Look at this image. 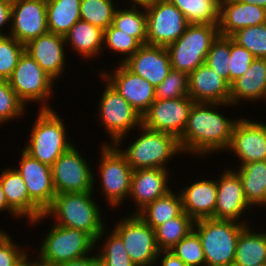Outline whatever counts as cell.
Segmentation results:
<instances>
[{"mask_svg":"<svg viewBox=\"0 0 266 266\" xmlns=\"http://www.w3.org/2000/svg\"><path fill=\"white\" fill-rule=\"evenodd\" d=\"M224 107V108H223ZM234 108L230 103L194 102L179 144L185 156L204 161L213 155L223 154L229 147L233 127L238 118L226 116L227 108ZM223 109H225L224 112ZM205 157V158H204Z\"/></svg>","mask_w":266,"mask_h":266,"instance_id":"cell-1","label":"cell"},{"mask_svg":"<svg viewBox=\"0 0 266 266\" xmlns=\"http://www.w3.org/2000/svg\"><path fill=\"white\" fill-rule=\"evenodd\" d=\"M99 202L93 191L59 193L44 214L28 225L35 228L44 223L43 220L52 219L56 225L84 231L96 240L108 227V216L101 210Z\"/></svg>","mask_w":266,"mask_h":266,"instance_id":"cell-2","label":"cell"},{"mask_svg":"<svg viewBox=\"0 0 266 266\" xmlns=\"http://www.w3.org/2000/svg\"><path fill=\"white\" fill-rule=\"evenodd\" d=\"M135 130L136 133L138 132L137 134L133 132L121 137L114 144L126 157L127 163L133 170L146 168L170 169L168 163L171 160H173L171 162H174V159L178 156H185L179 144V139L174 135L148 129L142 124ZM127 138L129 142L126 141ZM123 141H126L127 146Z\"/></svg>","mask_w":266,"mask_h":266,"instance_id":"cell-3","label":"cell"},{"mask_svg":"<svg viewBox=\"0 0 266 266\" xmlns=\"http://www.w3.org/2000/svg\"><path fill=\"white\" fill-rule=\"evenodd\" d=\"M56 109H38L23 150L41 163L52 166L75 143L68 126Z\"/></svg>","mask_w":266,"mask_h":266,"instance_id":"cell-4","label":"cell"},{"mask_svg":"<svg viewBox=\"0 0 266 266\" xmlns=\"http://www.w3.org/2000/svg\"><path fill=\"white\" fill-rule=\"evenodd\" d=\"M97 149L100 150L98 153L100 158L95 167L97 170L93 174V192L97 196L96 190L100 187L101 195L98 196L104 198L101 201H105L103 203H106L110 209L122 210L130 195L133 169L114 144H100Z\"/></svg>","mask_w":266,"mask_h":266,"instance_id":"cell-5","label":"cell"},{"mask_svg":"<svg viewBox=\"0 0 266 266\" xmlns=\"http://www.w3.org/2000/svg\"><path fill=\"white\" fill-rule=\"evenodd\" d=\"M97 75L101 78L104 90L98 97L95 116L99 122L97 126L103 128L105 138H109L99 144H115L121 137L135 132L142 124V116L105 79Z\"/></svg>","mask_w":266,"mask_h":266,"instance_id":"cell-6","label":"cell"},{"mask_svg":"<svg viewBox=\"0 0 266 266\" xmlns=\"http://www.w3.org/2000/svg\"><path fill=\"white\" fill-rule=\"evenodd\" d=\"M246 226L213 218L195 221L193 230L201 240L205 266H233L238 236Z\"/></svg>","mask_w":266,"mask_h":266,"instance_id":"cell-7","label":"cell"},{"mask_svg":"<svg viewBox=\"0 0 266 266\" xmlns=\"http://www.w3.org/2000/svg\"><path fill=\"white\" fill-rule=\"evenodd\" d=\"M8 81L27 107L38 103L39 110L55 109L50 104L57 92V82L26 51L21 55Z\"/></svg>","mask_w":266,"mask_h":266,"instance_id":"cell-8","label":"cell"},{"mask_svg":"<svg viewBox=\"0 0 266 266\" xmlns=\"http://www.w3.org/2000/svg\"><path fill=\"white\" fill-rule=\"evenodd\" d=\"M50 225L39 247L32 249L33 253L54 265H61L95 252V240L88 233L54 223Z\"/></svg>","mask_w":266,"mask_h":266,"instance_id":"cell-9","label":"cell"},{"mask_svg":"<svg viewBox=\"0 0 266 266\" xmlns=\"http://www.w3.org/2000/svg\"><path fill=\"white\" fill-rule=\"evenodd\" d=\"M218 35V25L189 24L185 32L166 47L172 69L190 74L204 64L211 44Z\"/></svg>","mask_w":266,"mask_h":266,"instance_id":"cell-10","label":"cell"},{"mask_svg":"<svg viewBox=\"0 0 266 266\" xmlns=\"http://www.w3.org/2000/svg\"><path fill=\"white\" fill-rule=\"evenodd\" d=\"M123 214L120 218L115 219L116 222L113 221L112 226L108 222L109 227L122 239L128 256L135 266H155L160 252L155 230L137 214H128L127 212H123Z\"/></svg>","mask_w":266,"mask_h":266,"instance_id":"cell-11","label":"cell"},{"mask_svg":"<svg viewBox=\"0 0 266 266\" xmlns=\"http://www.w3.org/2000/svg\"><path fill=\"white\" fill-rule=\"evenodd\" d=\"M81 150L74 144L51 166L56 194L93 191V170L96 169Z\"/></svg>","mask_w":266,"mask_h":266,"instance_id":"cell-12","label":"cell"},{"mask_svg":"<svg viewBox=\"0 0 266 266\" xmlns=\"http://www.w3.org/2000/svg\"><path fill=\"white\" fill-rule=\"evenodd\" d=\"M147 42L167 47L186 30L189 22L170 0H154L146 8Z\"/></svg>","mask_w":266,"mask_h":266,"instance_id":"cell-13","label":"cell"},{"mask_svg":"<svg viewBox=\"0 0 266 266\" xmlns=\"http://www.w3.org/2000/svg\"><path fill=\"white\" fill-rule=\"evenodd\" d=\"M226 152L228 156L230 153L234 154L231 156L235 157V162L240 163L235 167L247 162L266 160V121H257L245 115L240 116L233 127Z\"/></svg>","mask_w":266,"mask_h":266,"instance_id":"cell-14","label":"cell"},{"mask_svg":"<svg viewBox=\"0 0 266 266\" xmlns=\"http://www.w3.org/2000/svg\"><path fill=\"white\" fill-rule=\"evenodd\" d=\"M217 175V201L212 218L233 220L245 225L252 224L253 222L247 217L253 208L245 198L243 185L238 174L232 168L225 166Z\"/></svg>","mask_w":266,"mask_h":266,"instance_id":"cell-15","label":"cell"},{"mask_svg":"<svg viewBox=\"0 0 266 266\" xmlns=\"http://www.w3.org/2000/svg\"><path fill=\"white\" fill-rule=\"evenodd\" d=\"M114 69L96 71L142 116L156 99L155 87L146 79L134 74L123 63Z\"/></svg>","mask_w":266,"mask_h":266,"instance_id":"cell-16","label":"cell"},{"mask_svg":"<svg viewBox=\"0 0 266 266\" xmlns=\"http://www.w3.org/2000/svg\"><path fill=\"white\" fill-rule=\"evenodd\" d=\"M194 100L187 96L176 99H155L142 115V125L148 129L182 136Z\"/></svg>","mask_w":266,"mask_h":266,"instance_id":"cell-17","label":"cell"},{"mask_svg":"<svg viewBox=\"0 0 266 266\" xmlns=\"http://www.w3.org/2000/svg\"><path fill=\"white\" fill-rule=\"evenodd\" d=\"M19 164L13 167L23 178L29 199L44 213L52 204L56 191L53 185L52 167L32 158L22 148Z\"/></svg>","mask_w":266,"mask_h":266,"instance_id":"cell-18","label":"cell"},{"mask_svg":"<svg viewBox=\"0 0 266 266\" xmlns=\"http://www.w3.org/2000/svg\"><path fill=\"white\" fill-rule=\"evenodd\" d=\"M169 171L170 169L163 168L133 170L131 190L127 201H132L130 204L133 205L134 209H130L128 214H137L147 204L154 202L173 189L171 186V175L173 174Z\"/></svg>","mask_w":266,"mask_h":266,"instance_id":"cell-19","label":"cell"},{"mask_svg":"<svg viewBox=\"0 0 266 266\" xmlns=\"http://www.w3.org/2000/svg\"><path fill=\"white\" fill-rule=\"evenodd\" d=\"M48 32L46 0H20L12 5L10 36L26 45Z\"/></svg>","mask_w":266,"mask_h":266,"instance_id":"cell-20","label":"cell"},{"mask_svg":"<svg viewBox=\"0 0 266 266\" xmlns=\"http://www.w3.org/2000/svg\"><path fill=\"white\" fill-rule=\"evenodd\" d=\"M25 51L57 83L65 77L63 74L67 73L66 67L69 62L66 61L68 52L64 36L51 32L40 35L25 45Z\"/></svg>","mask_w":266,"mask_h":266,"instance_id":"cell-21","label":"cell"},{"mask_svg":"<svg viewBox=\"0 0 266 266\" xmlns=\"http://www.w3.org/2000/svg\"><path fill=\"white\" fill-rule=\"evenodd\" d=\"M203 177V178H202ZM196 177L192 182L188 181L183 188H176L182 199V209L194 221L212 218L217 201V177ZM189 183V184H188Z\"/></svg>","mask_w":266,"mask_h":266,"instance_id":"cell-22","label":"cell"},{"mask_svg":"<svg viewBox=\"0 0 266 266\" xmlns=\"http://www.w3.org/2000/svg\"><path fill=\"white\" fill-rule=\"evenodd\" d=\"M123 64L154 87L160 85L172 70L167 48L149 44H142Z\"/></svg>","mask_w":266,"mask_h":266,"instance_id":"cell-23","label":"cell"},{"mask_svg":"<svg viewBox=\"0 0 266 266\" xmlns=\"http://www.w3.org/2000/svg\"><path fill=\"white\" fill-rule=\"evenodd\" d=\"M263 101L266 104V59L256 58L248 70L230 84V104L243 108L244 103L257 105Z\"/></svg>","mask_w":266,"mask_h":266,"instance_id":"cell-24","label":"cell"},{"mask_svg":"<svg viewBox=\"0 0 266 266\" xmlns=\"http://www.w3.org/2000/svg\"><path fill=\"white\" fill-rule=\"evenodd\" d=\"M188 96L195 102L230 103V83L204 63L189 74Z\"/></svg>","mask_w":266,"mask_h":266,"instance_id":"cell-25","label":"cell"},{"mask_svg":"<svg viewBox=\"0 0 266 266\" xmlns=\"http://www.w3.org/2000/svg\"><path fill=\"white\" fill-rule=\"evenodd\" d=\"M266 23V9L235 0H220L219 35L231 36L237 30Z\"/></svg>","mask_w":266,"mask_h":266,"instance_id":"cell-26","label":"cell"},{"mask_svg":"<svg viewBox=\"0 0 266 266\" xmlns=\"http://www.w3.org/2000/svg\"><path fill=\"white\" fill-rule=\"evenodd\" d=\"M0 183L6 196L8 206L27 225L44 213L29 199L28 190L19 172L12 166L0 171Z\"/></svg>","mask_w":266,"mask_h":266,"instance_id":"cell-27","label":"cell"},{"mask_svg":"<svg viewBox=\"0 0 266 266\" xmlns=\"http://www.w3.org/2000/svg\"><path fill=\"white\" fill-rule=\"evenodd\" d=\"M104 30L88 22L79 20L65 34L67 52L79 56L82 61H93L102 56ZM70 49V50H69ZM101 54V55H100ZM91 59V60H90Z\"/></svg>","mask_w":266,"mask_h":266,"instance_id":"cell-28","label":"cell"},{"mask_svg":"<svg viewBox=\"0 0 266 266\" xmlns=\"http://www.w3.org/2000/svg\"><path fill=\"white\" fill-rule=\"evenodd\" d=\"M240 177L245 198L255 210L266 209V160L244 163L231 167Z\"/></svg>","mask_w":266,"mask_h":266,"instance_id":"cell-29","label":"cell"},{"mask_svg":"<svg viewBox=\"0 0 266 266\" xmlns=\"http://www.w3.org/2000/svg\"><path fill=\"white\" fill-rule=\"evenodd\" d=\"M247 225L239 234L233 266H256L266 262V229ZM256 228V229H255Z\"/></svg>","mask_w":266,"mask_h":266,"instance_id":"cell-30","label":"cell"},{"mask_svg":"<svg viewBox=\"0 0 266 266\" xmlns=\"http://www.w3.org/2000/svg\"><path fill=\"white\" fill-rule=\"evenodd\" d=\"M183 212L182 199L178 189H172L166 195L147 204L137 215L152 229L179 216Z\"/></svg>","mask_w":266,"mask_h":266,"instance_id":"cell-31","label":"cell"},{"mask_svg":"<svg viewBox=\"0 0 266 266\" xmlns=\"http://www.w3.org/2000/svg\"><path fill=\"white\" fill-rule=\"evenodd\" d=\"M80 3L81 0H46L49 32L65 36L81 20Z\"/></svg>","mask_w":266,"mask_h":266,"instance_id":"cell-32","label":"cell"},{"mask_svg":"<svg viewBox=\"0 0 266 266\" xmlns=\"http://www.w3.org/2000/svg\"><path fill=\"white\" fill-rule=\"evenodd\" d=\"M95 252L101 266H135L122 239L111 228L106 227L95 240Z\"/></svg>","mask_w":266,"mask_h":266,"instance_id":"cell-33","label":"cell"},{"mask_svg":"<svg viewBox=\"0 0 266 266\" xmlns=\"http://www.w3.org/2000/svg\"><path fill=\"white\" fill-rule=\"evenodd\" d=\"M112 25L133 36L141 45L146 44L147 17L145 8L119 5L114 13Z\"/></svg>","mask_w":266,"mask_h":266,"instance_id":"cell-34","label":"cell"},{"mask_svg":"<svg viewBox=\"0 0 266 266\" xmlns=\"http://www.w3.org/2000/svg\"><path fill=\"white\" fill-rule=\"evenodd\" d=\"M195 221L184 211L177 217L157 226L156 242L160 251H170L185 236L193 231Z\"/></svg>","mask_w":266,"mask_h":266,"instance_id":"cell-35","label":"cell"},{"mask_svg":"<svg viewBox=\"0 0 266 266\" xmlns=\"http://www.w3.org/2000/svg\"><path fill=\"white\" fill-rule=\"evenodd\" d=\"M189 24H219L220 0H170Z\"/></svg>","mask_w":266,"mask_h":266,"instance_id":"cell-36","label":"cell"},{"mask_svg":"<svg viewBox=\"0 0 266 266\" xmlns=\"http://www.w3.org/2000/svg\"><path fill=\"white\" fill-rule=\"evenodd\" d=\"M119 0H81L80 18L102 30L113 22L114 13L119 6ZM118 2V3H116Z\"/></svg>","mask_w":266,"mask_h":266,"instance_id":"cell-37","label":"cell"},{"mask_svg":"<svg viewBox=\"0 0 266 266\" xmlns=\"http://www.w3.org/2000/svg\"><path fill=\"white\" fill-rule=\"evenodd\" d=\"M140 46L141 44L133 36L115 28L112 24L104 30L102 55H105L104 52L108 49V53L120 57L115 61L117 63H124Z\"/></svg>","mask_w":266,"mask_h":266,"instance_id":"cell-38","label":"cell"},{"mask_svg":"<svg viewBox=\"0 0 266 266\" xmlns=\"http://www.w3.org/2000/svg\"><path fill=\"white\" fill-rule=\"evenodd\" d=\"M27 109L29 108L10 87L9 81L0 79V126L12 124L14 120L19 122L20 118L27 116Z\"/></svg>","mask_w":266,"mask_h":266,"instance_id":"cell-39","label":"cell"},{"mask_svg":"<svg viewBox=\"0 0 266 266\" xmlns=\"http://www.w3.org/2000/svg\"><path fill=\"white\" fill-rule=\"evenodd\" d=\"M230 37L255 58L266 59V23L239 29Z\"/></svg>","mask_w":266,"mask_h":266,"instance_id":"cell-40","label":"cell"},{"mask_svg":"<svg viewBox=\"0 0 266 266\" xmlns=\"http://www.w3.org/2000/svg\"><path fill=\"white\" fill-rule=\"evenodd\" d=\"M230 37L218 35L212 42L205 63L230 83Z\"/></svg>","mask_w":266,"mask_h":266,"instance_id":"cell-41","label":"cell"},{"mask_svg":"<svg viewBox=\"0 0 266 266\" xmlns=\"http://www.w3.org/2000/svg\"><path fill=\"white\" fill-rule=\"evenodd\" d=\"M170 252L188 266H205L201 240L194 230L176 244Z\"/></svg>","mask_w":266,"mask_h":266,"instance_id":"cell-42","label":"cell"},{"mask_svg":"<svg viewBox=\"0 0 266 266\" xmlns=\"http://www.w3.org/2000/svg\"><path fill=\"white\" fill-rule=\"evenodd\" d=\"M24 51L25 45L14 37H0V79H9Z\"/></svg>","mask_w":266,"mask_h":266,"instance_id":"cell-43","label":"cell"},{"mask_svg":"<svg viewBox=\"0 0 266 266\" xmlns=\"http://www.w3.org/2000/svg\"><path fill=\"white\" fill-rule=\"evenodd\" d=\"M189 74L171 70L163 82L155 87L156 99H176L188 96Z\"/></svg>","mask_w":266,"mask_h":266,"instance_id":"cell-44","label":"cell"},{"mask_svg":"<svg viewBox=\"0 0 266 266\" xmlns=\"http://www.w3.org/2000/svg\"><path fill=\"white\" fill-rule=\"evenodd\" d=\"M256 58L246 48L238 45L230 37V84L242 76Z\"/></svg>","mask_w":266,"mask_h":266,"instance_id":"cell-45","label":"cell"},{"mask_svg":"<svg viewBox=\"0 0 266 266\" xmlns=\"http://www.w3.org/2000/svg\"><path fill=\"white\" fill-rule=\"evenodd\" d=\"M12 235V236H11ZM0 228V266H13L18 259L28 250L30 246L16 244L13 240V234ZM27 247V248H26Z\"/></svg>","mask_w":266,"mask_h":266,"instance_id":"cell-46","label":"cell"},{"mask_svg":"<svg viewBox=\"0 0 266 266\" xmlns=\"http://www.w3.org/2000/svg\"><path fill=\"white\" fill-rule=\"evenodd\" d=\"M11 16L12 5L10 3L0 1V37L9 35L11 29Z\"/></svg>","mask_w":266,"mask_h":266,"instance_id":"cell-47","label":"cell"},{"mask_svg":"<svg viewBox=\"0 0 266 266\" xmlns=\"http://www.w3.org/2000/svg\"><path fill=\"white\" fill-rule=\"evenodd\" d=\"M155 266H188L170 251H160Z\"/></svg>","mask_w":266,"mask_h":266,"instance_id":"cell-48","label":"cell"},{"mask_svg":"<svg viewBox=\"0 0 266 266\" xmlns=\"http://www.w3.org/2000/svg\"><path fill=\"white\" fill-rule=\"evenodd\" d=\"M59 266H101L97 253L94 252L85 257L65 262Z\"/></svg>","mask_w":266,"mask_h":266,"instance_id":"cell-49","label":"cell"},{"mask_svg":"<svg viewBox=\"0 0 266 266\" xmlns=\"http://www.w3.org/2000/svg\"><path fill=\"white\" fill-rule=\"evenodd\" d=\"M4 212L9 214L7 215L8 219H10L9 217H11L14 221L17 219L18 221L22 220L9 206H8V203H7V199H6V196L3 192V189H2V186H1V183H0V214H2Z\"/></svg>","mask_w":266,"mask_h":266,"instance_id":"cell-50","label":"cell"},{"mask_svg":"<svg viewBox=\"0 0 266 266\" xmlns=\"http://www.w3.org/2000/svg\"><path fill=\"white\" fill-rule=\"evenodd\" d=\"M32 248H35V247L29 248V266H54V264H52L50 261L43 259L39 254L37 255L34 253V256H33V253H32V256H31L30 250Z\"/></svg>","mask_w":266,"mask_h":266,"instance_id":"cell-51","label":"cell"},{"mask_svg":"<svg viewBox=\"0 0 266 266\" xmlns=\"http://www.w3.org/2000/svg\"><path fill=\"white\" fill-rule=\"evenodd\" d=\"M124 1H128L125 2L124 4H126L127 6H132V7H143L146 8L148 5H150L154 0H124ZM123 0H120L119 2H121V4L119 5H124ZM130 4V5H129Z\"/></svg>","mask_w":266,"mask_h":266,"instance_id":"cell-52","label":"cell"},{"mask_svg":"<svg viewBox=\"0 0 266 266\" xmlns=\"http://www.w3.org/2000/svg\"><path fill=\"white\" fill-rule=\"evenodd\" d=\"M13 266H29V249L18 259Z\"/></svg>","mask_w":266,"mask_h":266,"instance_id":"cell-53","label":"cell"},{"mask_svg":"<svg viewBox=\"0 0 266 266\" xmlns=\"http://www.w3.org/2000/svg\"><path fill=\"white\" fill-rule=\"evenodd\" d=\"M235 1L253 4L266 9V0H235Z\"/></svg>","mask_w":266,"mask_h":266,"instance_id":"cell-54","label":"cell"},{"mask_svg":"<svg viewBox=\"0 0 266 266\" xmlns=\"http://www.w3.org/2000/svg\"><path fill=\"white\" fill-rule=\"evenodd\" d=\"M0 1H4V2H7V3H10L11 5H13V4L17 3L20 0H0Z\"/></svg>","mask_w":266,"mask_h":266,"instance_id":"cell-55","label":"cell"},{"mask_svg":"<svg viewBox=\"0 0 266 266\" xmlns=\"http://www.w3.org/2000/svg\"><path fill=\"white\" fill-rule=\"evenodd\" d=\"M256 266H266V262L262 263V264H259V265H256Z\"/></svg>","mask_w":266,"mask_h":266,"instance_id":"cell-56","label":"cell"}]
</instances>
